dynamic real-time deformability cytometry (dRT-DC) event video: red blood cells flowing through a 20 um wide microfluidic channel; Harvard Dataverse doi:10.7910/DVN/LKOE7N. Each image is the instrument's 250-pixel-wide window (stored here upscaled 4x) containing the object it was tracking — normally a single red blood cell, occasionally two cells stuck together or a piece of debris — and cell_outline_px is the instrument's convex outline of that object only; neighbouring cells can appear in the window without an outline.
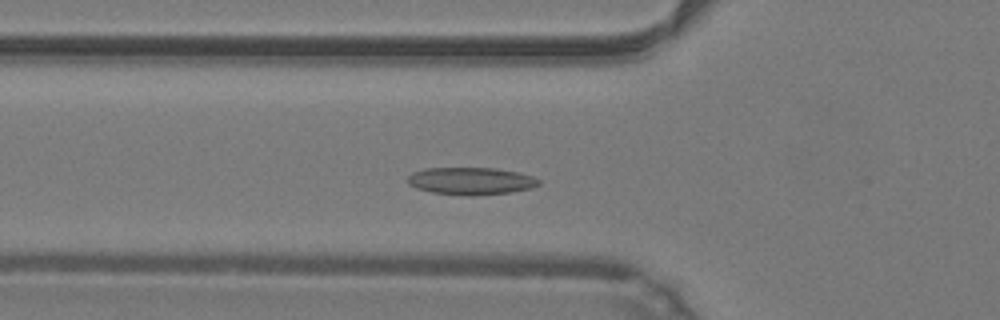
{"species": "common noctule bat (a hibernating species)", "species_latin": "Nyctalus noctula", "temperature_condition": "warm", "stored_images_in_passage": 44, "camera_frame_rate_fps": 3000, "um_per_image_px": 0.085, "animal": {"sex": "male", "body_mass_g": 19.2, "forearm_length_mm": 51.8}, "frame": {"image": 1, "passage_image": 12, "time_ms": 3.667, "image_size_px": [1000, 320], "cell_outline_px": [[540, 184], [532, 188], [512, 192], [472, 196], [468, 196], [432, 192], [416, 188], [408, 184], [408, 176], [412, 172], [424, 168], [492, 168], [516, 172], [532, 176], [540, 180]], "centroid_in_image_um": [40.01, 15.39], "position_along_channel_um": 85.8, "area_um2": 20.92}}
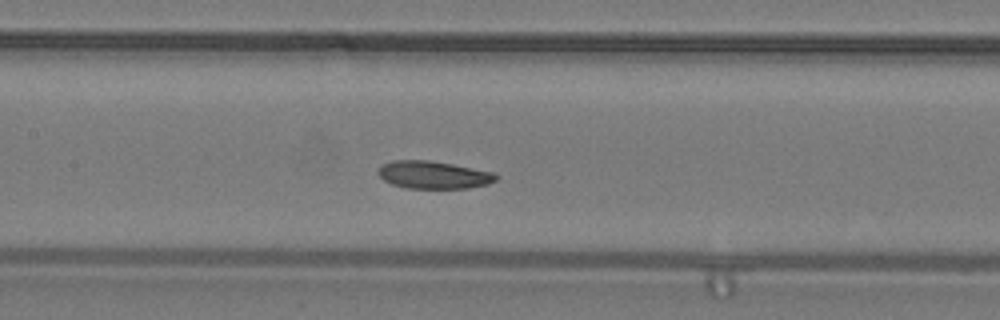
{"frame": {"image": 2, "passage_image": 18, "time_ms": 5.667, "image_size_px": [1000, 320], "cell_outline_px": [[500, 176], [496, 180], [488, 184], [468, 188], [408, 188], [392, 184], [384, 180], [376, 172], [380, 164], [392, 160], [428, 160], [452, 164], [496, 172]], "centroid_in_image_um": [36.85, 14.85], "position_along_channel_um": 170.5, "area_um2": 19.19}}
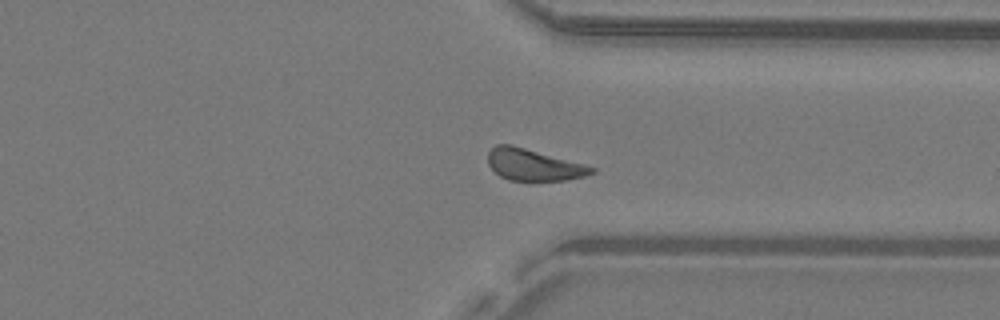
{"frame": {"image": 3, "passage_image": 32, "time_ms": 10.333, "image_size_px": [1000, 320], "cell_outline_px": [[596, 172], [584, 176], [564, 180], [508, 180], [500, 176], [488, 164], [488, 152], [496, 144], [512, 144], [584, 164], [596, 168]], "centroid_in_image_um": [45.34, 14.0], "position_along_channel_um": 366.1, "area_um2": 18.96}, "authors_computed_cell_mechanics": {"area_um2": 19.3919, "velocity_mm_per_s": 4.1939, "shape_relaxation_time_tau1_ms": 5.9741, "shape_relaxation_time_tau2_ms": 6.8639, "deformation_change_tau1": 0.1278, "deformation_change_tau2": 0.1253}}